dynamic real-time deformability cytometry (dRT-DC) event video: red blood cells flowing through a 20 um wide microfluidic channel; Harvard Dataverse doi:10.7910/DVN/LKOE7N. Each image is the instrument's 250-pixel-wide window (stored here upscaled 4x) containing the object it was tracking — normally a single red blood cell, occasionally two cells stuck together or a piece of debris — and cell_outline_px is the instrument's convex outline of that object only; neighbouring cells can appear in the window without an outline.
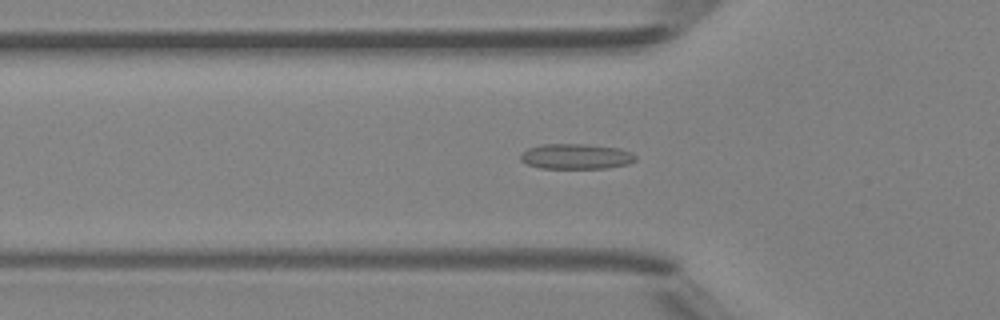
{"species": "Egyptian fruit bat (a non-hibernating species)", "species_latin": "Rousettus aegyptiacus", "temperature_condition": "room temperature", "stored_images_in_passage": 49, "camera_frame_rate_fps": 3000, "um_per_image_px": 0.085, "animal": {"sex": "female"}, "frame": {"image": 1, "passage_image": 17, "time_ms": 5.333, "image_size_px": [1000, 320], "cell_outline_px": [[636, 160], [628, 164], [608, 168], [540, 168], [528, 164], [520, 160], [520, 152], [528, 148], [540, 144], [584, 144], [620, 148], [632, 152], [636, 156]], "centroid_in_image_um": [48.96, 13.29], "position_along_channel_um": 76.8, "area_um2": 17.11}}
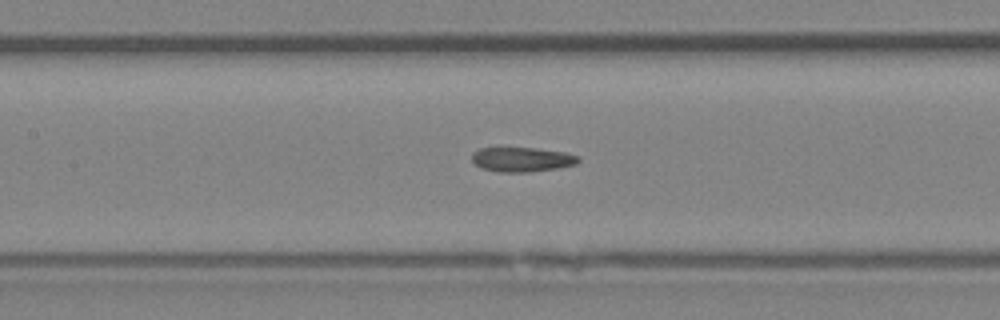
{"frame": {"image": 2, "passage_image": 23, "time_ms": 7.333, "image_size_px": [1000, 320], "cell_outline_px": [[580, 160], [576, 164], [556, 168], [528, 172], [500, 172], [480, 168], [472, 160], [472, 152], [480, 148], [536, 148], [564, 152], [580, 156]], "centroid_in_image_um": [44.36, 13.55], "position_along_channel_um": 163.0, "area_um2": 15.2}}
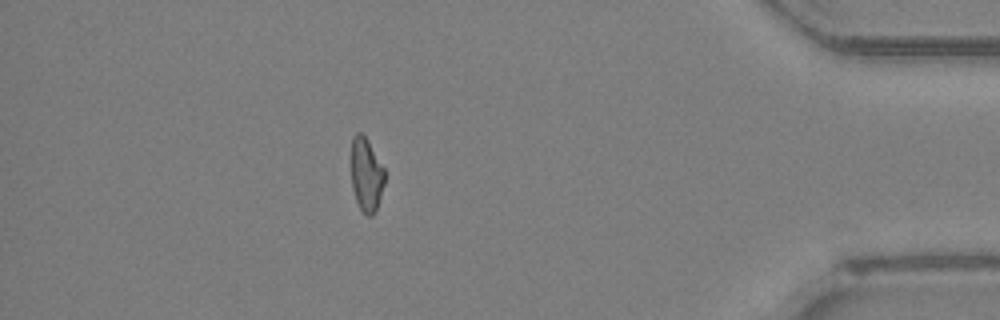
{"frame": {"image": 3, "passage_image": 43, "time_ms": 14.0, "image_size_px": [1000, 320], "cell_outline_px": [[384, 184], [376, 208], [372, 216], [368, 216], [360, 208], [356, 200], [352, 188], [352, 136], [356, 132], [360, 132], [368, 140], [384, 168]], "centroid_in_image_um": [31.13, 14.82], "position_along_channel_um": 404.1, "area_um2": 14.1}, "authors_computed_cell_mechanics": {"area_um2": 15.895, "velocity_mm_per_s": 4.3073, "shape_relaxation_time_tau1_ms": null, "shape_relaxation_time_tau2_ms": 4.48, "deformation_change_tau1": null, "deformation_change_tau2": 0.115}}